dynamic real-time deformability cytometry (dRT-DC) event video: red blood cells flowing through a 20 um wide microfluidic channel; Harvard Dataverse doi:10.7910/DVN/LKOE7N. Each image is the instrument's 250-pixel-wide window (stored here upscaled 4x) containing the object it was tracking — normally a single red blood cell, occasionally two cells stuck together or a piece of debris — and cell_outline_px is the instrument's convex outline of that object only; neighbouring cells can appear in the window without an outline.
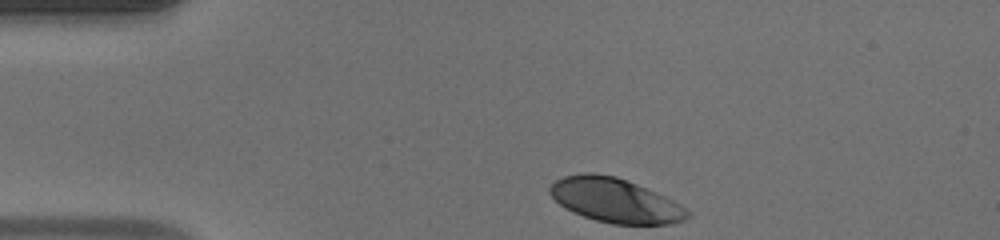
{"species": "human", "species_latin": "Homo sapiens", "temperature_condition": "warm", "stored_images_in_passage": 33, "camera_frame_rate_fps": 3000, "um_per_image_px": 0.085, "donor": {"sex": "male"}, "frame": {"image": 1, "passage_image": 1, "time_ms": 0.0, "image_size_px": [1000, 240], "cell_outline_px": [[692, 216], [684, 220], [672, 224], [612, 224], [596, 220], [572, 212], [564, 208], [548, 192], [548, 188], [556, 180], [564, 176], [584, 172], [592, 172], [616, 176], [628, 180], [656, 192], [680, 204], [692, 212]], "centroid_in_image_um": [52.31, 17.03], "position_along_channel_um": 32.7, "area_um2": 35.72}}
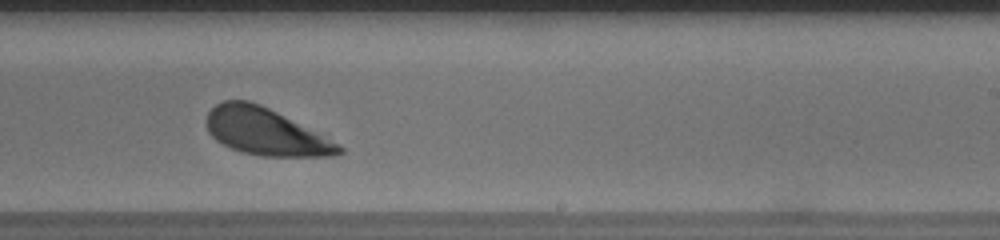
{"frame": {"image": 2, "passage_image": 22, "time_ms": 7.0, "image_size_px": [1000, 240], "cell_outline_px": [[344, 152], [336, 156], [260, 156], [244, 152], [232, 148], [216, 140], [208, 132], [208, 112], [216, 104], [224, 100], [248, 100], [260, 104], [276, 112], [344, 148]], "centroid_in_image_um": [22.52, 11.2], "position_along_channel_um": 266.5, "area_um2": 35.2}}
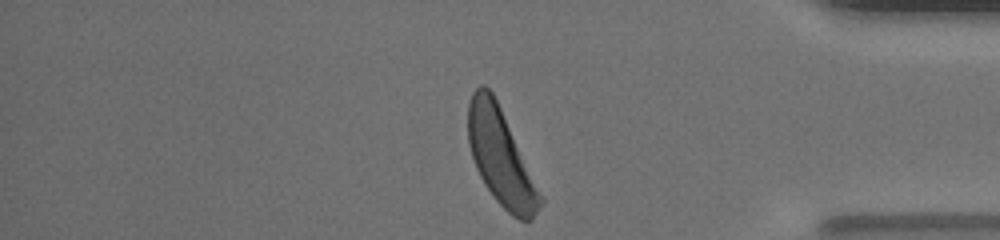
{"frame": {"image": 3, "passage_image": 33, "time_ms": 10.667, "image_size_px": [1000, 240], "cell_outline_px": [[544, 204], [532, 220], [520, 220], [512, 216], [496, 200], [484, 184], [476, 168], [468, 144], [468, 104], [472, 92], [480, 84], [484, 84], [492, 92], [500, 108], [544, 200]], "centroid_in_image_um": [42.55, 13.39], "position_along_channel_um": 392.6, "area_um2": 39.77}, "authors_computed_cell_mechanics": {"area_um2": 37.3966, "velocity_mm_per_s": 4.083, "shape_relaxation_time_tau1_ms": 1.7296, "shape_relaxation_time_tau2_ms": null, "deformation_change_tau1": 0.1429, "deformation_change_tau2": null}}